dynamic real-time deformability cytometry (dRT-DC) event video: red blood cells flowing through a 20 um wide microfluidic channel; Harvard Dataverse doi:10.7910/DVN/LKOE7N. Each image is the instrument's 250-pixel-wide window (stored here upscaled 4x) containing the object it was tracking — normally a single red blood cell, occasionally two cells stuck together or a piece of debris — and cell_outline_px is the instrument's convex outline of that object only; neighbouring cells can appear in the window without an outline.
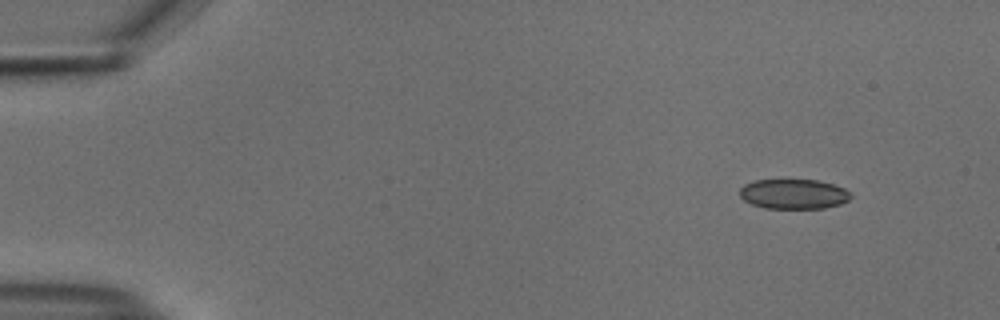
{"species": "common noctule bat (a hibernating species)", "species_latin": "Nyctalus noctula", "temperature_condition": "cold", "stored_images_in_passage": 10, "camera_frame_rate_fps": 3000, "um_per_image_px": 0.085, "animal": {"sex": "male", "body_mass_g": 18.8}, "frame": {"image": 1, "passage_image": 1, "time_ms": 0.0, "image_size_px": [1000, 320], "cell_outline_px": [[852, 196], [848, 200], [840, 204], [824, 208], [764, 208], [752, 204], [744, 200], [740, 196], [740, 188], [744, 184], [752, 180], [816, 180], [832, 184], [844, 188]], "centroid_in_image_um": [67.43, 16.49], "position_along_channel_um": 17.6, "area_um2": 19.25}}